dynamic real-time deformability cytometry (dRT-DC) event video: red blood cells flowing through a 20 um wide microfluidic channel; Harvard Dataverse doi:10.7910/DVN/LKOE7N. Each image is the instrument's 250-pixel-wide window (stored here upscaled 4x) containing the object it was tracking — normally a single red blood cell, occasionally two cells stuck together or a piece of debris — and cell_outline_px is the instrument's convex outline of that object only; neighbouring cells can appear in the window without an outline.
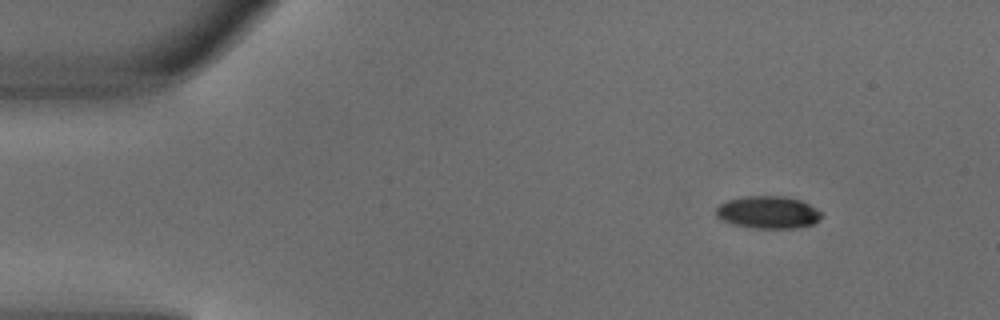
{"species": "common noctule bat (a hibernating species)", "species_latin": "Nyctalus noctula", "temperature_condition": "warm", "stored_images_in_passage": 3, "camera_frame_rate_fps": 3000, "um_per_image_px": 0.085, "animal": {"sex": "male", "body_mass_g": 18.8}, "frame": {"image": 1, "passage_image": 1, "time_ms": 0.0, "image_size_px": [1000, 320], "cell_outline_px": [[824, 216], [820, 220], [812, 224], [792, 228], [756, 228], [732, 224], [716, 216], [716, 208], [720, 204], [728, 200], [748, 196], [784, 196], [800, 200], [824, 212]], "centroid_in_image_um": [65.33, 18.04], "position_along_channel_um": 19.7, "area_um2": 19.88}}